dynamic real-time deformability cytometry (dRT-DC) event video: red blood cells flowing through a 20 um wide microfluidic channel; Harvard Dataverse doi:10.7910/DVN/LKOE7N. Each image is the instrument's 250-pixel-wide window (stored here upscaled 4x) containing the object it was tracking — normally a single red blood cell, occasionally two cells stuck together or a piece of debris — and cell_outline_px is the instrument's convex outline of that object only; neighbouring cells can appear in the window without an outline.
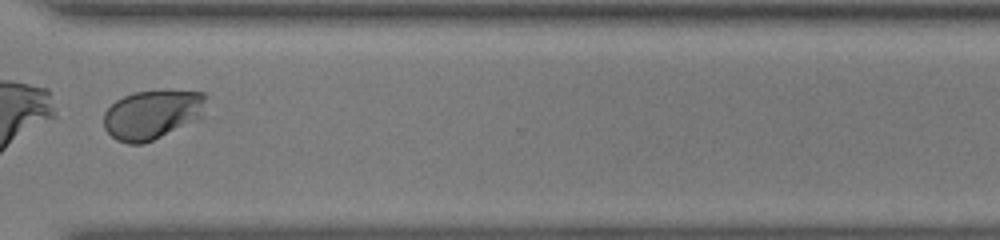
{"species": "human", "species_latin": "Homo sapiens", "temperature_condition": "warm", "stored_images_in_passage": 53, "segment_of_instrument_passage": [2, 2], "camera_frame_rate_fps": 3000, "um_per_image_px": 0.085, "donor": {"sex": "male"}, "frame": {"image": 1, "passage_image": 41, "time_ms": 13.333, "image_size_px": [1000, 240], "cell_outline_px": [[208, 96], [204, 116], [200, 120], [144, 144], [128, 144], [116, 140], [104, 128], [104, 112], [116, 100], [124, 96], [136, 92], [160, 88], [172, 88], [204, 92]], "centroid_in_image_um": [13.04, 9.69], "position_along_channel_um": 357.6, "area_um2": 30.69}}